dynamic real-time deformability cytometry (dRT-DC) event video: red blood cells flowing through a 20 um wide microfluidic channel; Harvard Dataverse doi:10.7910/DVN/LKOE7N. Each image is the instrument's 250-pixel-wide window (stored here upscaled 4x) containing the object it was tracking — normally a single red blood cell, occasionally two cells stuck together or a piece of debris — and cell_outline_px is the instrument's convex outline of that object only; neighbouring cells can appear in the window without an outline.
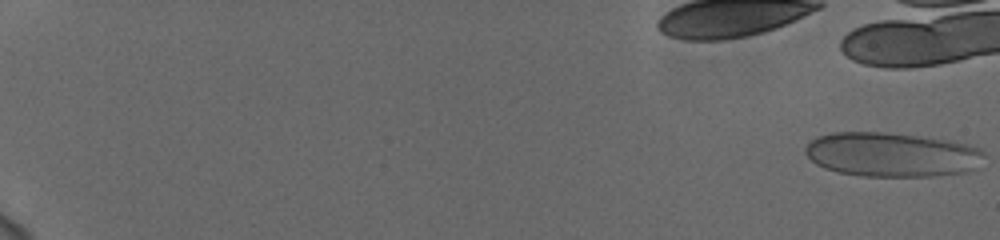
{"species": "human", "species_latin": "Homo sapiens", "temperature_condition": "cold", "stored_images_in_passage": 20, "camera_frame_rate_fps": 3000, "um_per_image_px": 0.085, "donor": {"sex": "female"}, "frame": {"image": 1, "passage_image": 1, "time_ms": 0.0, "image_size_px": [1000, 240], "cell_outline_px": [[984, 156], [976, 168], [968, 172], [932, 176], [860, 176], [836, 172], [824, 168], [816, 164], [804, 152], [804, 148], [816, 136], [832, 132], [884, 132], [920, 136], [948, 140], [968, 144], [980, 148], [984, 152]], "centroid_in_image_um": [75.79, 13.14], "position_along_channel_um": 9.2, "area_um2": 46.53}}
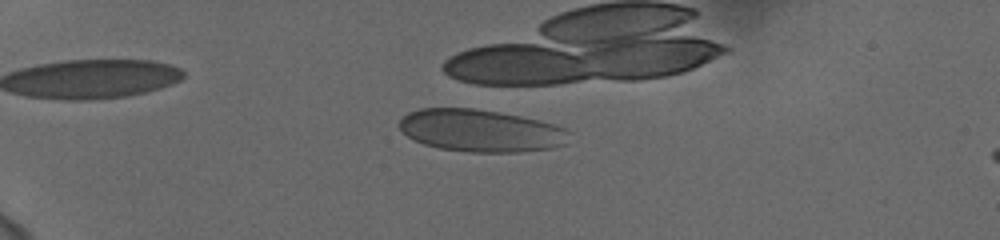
{"frame": {"image": 2, "passage_image": 17, "time_ms": 5.333, "image_size_px": [1000, 240], "cell_outline_px": [[572, 132], [568, 144], [552, 148], [516, 152], [468, 152], [440, 148], [424, 144], [412, 140], [400, 128], [400, 120], [408, 112], [420, 108], [472, 108], [520, 116], [552, 124], [564, 128]], "centroid_in_image_um": [40.88, 11.11], "position_along_channel_um": 44.1, "area_um2": 41.91}}